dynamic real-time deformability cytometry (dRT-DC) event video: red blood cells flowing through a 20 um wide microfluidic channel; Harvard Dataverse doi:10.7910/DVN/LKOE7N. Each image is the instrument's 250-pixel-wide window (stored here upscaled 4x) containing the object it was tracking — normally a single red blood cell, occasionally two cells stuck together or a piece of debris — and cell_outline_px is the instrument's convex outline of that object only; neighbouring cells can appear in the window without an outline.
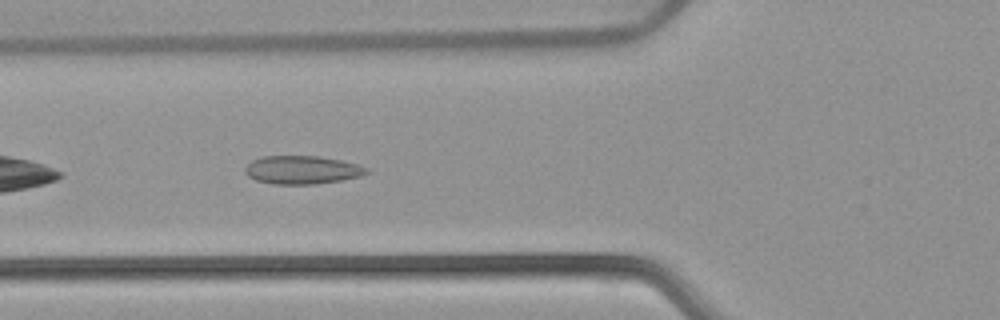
{"species": "common noctule bat (a hibernating species)", "species_latin": "Nyctalus noctula", "temperature_condition": "warm", "stored_images_in_passage": 31, "camera_frame_rate_fps": 3000, "um_per_image_px": 0.085, "animal": {"sex": "female", "body_mass_g": 22.7, "forearm_length_mm": 54.2}, "frame": {"image": 1, "passage_image": 6, "time_ms": 1.667, "image_size_px": [1000, 320], "cell_outline_px": [[368, 172], [360, 176], [340, 180], [316, 184], [272, 184], [256, 180], [248, 176], [244, 172], [244, 168], [252, 160], [260, 156], [320, 156], [340, 160], [356, 164], [368, 168]], "centroid_in_image_um": [25.63, 14.44], "position_along_channel_um": 100.2, "area_um2": 20.0}}
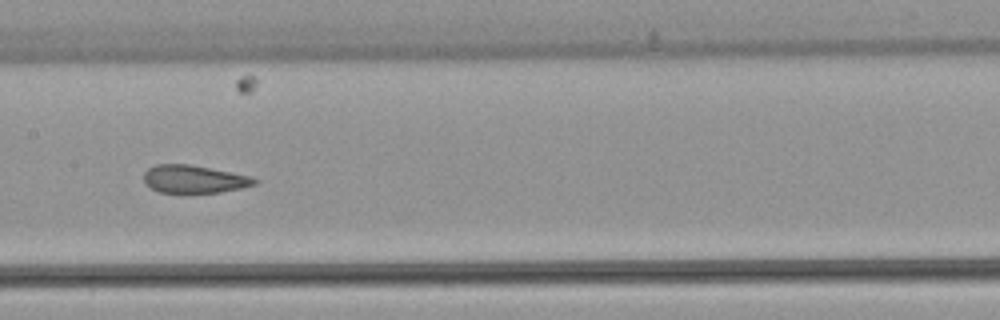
{"frame": {"image": 2, "passage_image": 13, "time_ms": 4.0, "image_size_px": [1000, 320], "cell_outline_px": [[260, 180], [256, 184], [240, 188], [220, 192], [160, 192], [144, 184], [144, 172], [148, 168], [156, 164], [188, 164], [252, 176]], "centroid_in_image_um": [16.5, 15.21], "position_along_channel_um": 190.9, "area_um2": 17.86}}
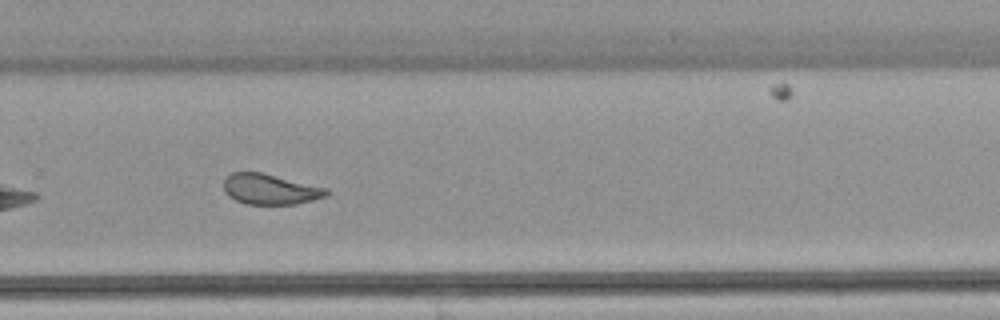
{"frame": {"image": 3, "passage_image": 22, "time_ms": 7.0, "image_size_px": [1000, 320], "cell_outline_px": [[328, 192], [324, 196], [312, 200], [296, 204], [244, 204], [228, 196], [224, 192], [224, 180], [232, 172], [260, 172], [328, 188]], "centroid_in_image_um": [22.93, 16.09], "position_along_channel_um": 306.9, "area_um2": 18.09}, "authors_computed_cell_mechanics": {"area_um2": 19.1318, "velocity_mm_per_s": 3.8793, "shape_relaxation_time_tau1_ms": null, "shape_relaxation_time_tau2_ms": 1.3209, "deformation_change_tau1": null, "deformation_change_tau2": 0.0872}}